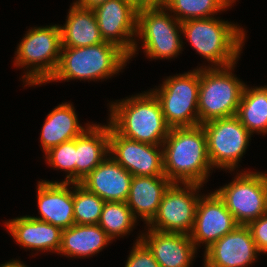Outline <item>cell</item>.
I'll use <instances>...</instances> for the list:
<instances>
[{
	"label": "cell",
	"mask_w": 267,
	"mask_h": 267,
	"mask_svg": "<svg viewBox=\"0 0 267 267\" xmlns=\"http://www.w3.org/2000/svg\"><path fill=\"white\" fill-rule=\"evenodd\" d=\"M204 185L172 183L163 195L157 215L145 227L162 232L190 235L195 222L199 194Z\"/></svg>",
	"instance_id": "11"
},
{
	"label": "cell",
	"mask_w": 267,
	"mask_h": 267,
	"mask_svg": "<svg viewBox=\"0 0 267 267\" xmlns=\"http://www.w3.org/2000/svg\"><path fill=\"white\" fill-rule=\"evenodd\" d=\"M236 0H167L163 6L179 21L214 17Z\"/></svg>",
	"instance_id": "26"
},
{
	"label": "cell",
	"mask_w": 267,
	"mask_h": 267,
	"mask_svg": "<svg viewBox=\"0 0 267 267\" xmlns=\"http://www.w3.org/2000/svg\"><path fill=\"white\" fill-rule=\"evenodd\" d=\"M0 267H29L27 265H25V263H23L22 261L18 260V259H12L8 262H5L3 264H0Z\"/></svg>",
	"instance_id": "34"
},
{
	"label": "cell",
	"mask_w": 267,
	"mask_h": 267,
	"mask_svg": "<svg viewBox=\"0 0 267 267\" xmlns=\"http://www.w3.org/2000/svg\"><path fill=\"white\" fill-rule=\"evenodd\" d=\"M137 237L128 255L125 267H160L150 250L140 240V235Z\"/></svg>",
	"instance_id": "30"
},
{
	"label": "cell",
	"mask_w": 267,
	"mask_h": 267,
	"mask_svg": "<svg viewBox=\"0 0 267 267\" xmlns=\"http://www.w3.org/2000/svg\"><path fill=\"white\" fill-rule=\"evenodd\" d=\"M239 224L215 191L201 195L195 214L194 227L190 233L195 248L205 245V250Z\"/></svg>",
	"instance_id": "14"
},
{
	"label": "cell",
	"mask_w": 267,
	"mask_h": 267,
	"mask_svg": "<svg viewBox=\"0 0 267 267\" xmlns=\"http://www.w3.org/2000/svg\"><path fill=\"white\" fill-rule=\"evenodd\" d=\"M106 1L108 0H75L74 3L81 8L93 10Z\"/></svg>",
	"instance_id": "32"
},
{
	"label": "cell",
	"mask_w": 267,
	"mask_h": 267,
	"mask_svg": "<svg viewBox=\"0 0 267 267\" xmlns=\"http://www.w3.org/2000/svg\"><path fill=\"white\" fill-rule=\"evenodd\" d=\"M125 1L131 3L138 10L154 5L150 0H125Z\"/></svg>",
	"instance_id": "33"
},
{
	"label": "cell",
	"mask_w": 267,
	"mask_h": 267,
	"mask_svg": "<svg viewBox=\"0 0 267 267\" xmlns=\"http://www.w3.org/2000/svg\"><path fill=\"white\" fill-rule=\"evenodd\" d=\"M6 230L17 244L39 252H59L62 229L50 223L32 218L30 215L5 221Z\"/></svg>",
	"instance_id": "19"
},
{
	"label": "cell",
	"mask_w": 267,
	"mask_h": 267,
	"mask_svg": "<svg viewBox=\"0 0 267 267\" xmlns=\"http://www.w3.org/2000/svg\"><path fill=\"white\" fill-rule=\"evenodd\" d=\"M44 157L45 162L51 166V168L62 170L67 175L62 181H43L75 183L76 138L51 148L45 153Z\"/></svg>",
	"instance_id": "29"
},
{
	"label": "cell",
	"mask_w": 267,
	"mask_h": 267,
	"mask_svg": "<svg viewBox=\"0 0 267 267\" xmlns=\"http://www.w3.org/2000/svg\"><path fill=\"white\" fill-rule=\"evenodd\" d=\"M37 207L40 216L36 220L67 229L75 224L73 211V183L46 182L37 184Z\"/></svg>",
	"instance_id": "16"
},
{
	"label": "cell",
	"mask_w": 267,
	"mask_h": 267,
	"mask_svg": "<svg viewBox=\"0 0 267 267\" xmlns=\"http://www.w3.org/2000/svg\"><path fill=\"white\" fill-rule=\"evenodd\" d=\"M140 240L150 250L160 267H190L197 249L190 235L147 229Z\"/></svg>",
	"instance_id": "17"
},
{
	"label": "cell",
	"mask_w": 267,
	"mask_h": 267,
	"mask_svg": "<svg viewBox=\"0 0 267 267\" xmlns=\"http://www.w3.org/2000/svg\"><path fill=\"white\" fill-rule=\"evenodd\" d=\"M105 201L89 192L80 183H73L74 222L79 225L98 224Z\"/></svg>",
	"instance_id": "28"
},
{
	"label": "cell",
	"mask_w": 267,
	"mask_h": 267,
	"mask_svg": "<svg viewBox=\"0 0 267 267\" xmlns=\"http://www.w3.org/2000/svg\"><path fill=\"white\" fill-rule=\"evenodd\" d=\"M109 103L107 122L119 135L152 145L163 144L171 128L150 90Z\"/></svg>",
	"instance_id": "2"
},
{
	"label": "cell",
	"mask_w": 267,
	"mask_h": 267,
	"mask_svg": "<svg viewBox=\"0 0 267 267\" xmlns=\"http://www.w3.org/2000/svg\"><path fill=\"white\" fill-rule=\"evenodd\" d=\"M132 177L133 175L108 155L80 184L105 202H126Z\"/></svg>",
	"instance_id": "18"
},
{
	"label": "cell",
	"mask_w": 267,
	"mask_h": 267,
	"mask_svg": "<svg viewBox=\"0 0 267 267\" xmlns=\"http://www.w3.org/2000/svg\"><path fill=\"white\" fill-rule=\"evenodd\" d=\"M244 29L237 23L216 16L181 22L182 36L209 63L208 66L200 67H227L237 64L246 40L247 32Z\"/></svg>",
	"instance_id": "3"
},
{
	"label": "cell",
	"mask_w": 267,
	"mask_h": 267,
	"mask_svg": "<svg viewBox=\"0 0 267 267\" xmlns=\"http://www.w3.org/2000/svg\"><path fill=\"white\" fill-rule=\"evenodd\" d=\"M203 267H209L205 262L203 263Z\"/></svg>",
	"instance_id": "36"
},
{
	"label": "cell",
	"mask_w": 267,
	"mask_h": 267,
	"mask_svg": "<svg viewBox=\"0 0 267 267\" xmlns=\"http://www.w3.org/2000/svg\"><path fill=\"white\" fill-rule=\"evenodd\" d=\"M93 11L104 41L117 45L129 56L136 40L138 9L125 0H108Z\"/></svg>",
	"instance_id": "13"
},
{
	"label": "cell",
	"mask_w": 267,
	"mask_h": 267,
	"mask_svg": "<svg viewBox=\"0 0 267 267\" xmlns=\"http://www.w3.org/2000/svg\"><path fill=\"white\" fill-rule=\"evenodd\" d=\"M207 138V153L213 169L233 172L245 155L252 134L235 116L201 124Z\"/></svg>",
	"instance_id": "10"
},
{
	"label": "cell",
	"mask_w": 267,
	"mask_h": 267,
	"mask_svg": "<svg viewBox=\"0 0 267 267\" xmlns=\"http://www.w3.org/2000/svg\"><path fill=\"white\" fill-rule=\"evenodd\" d=\"M78 115L75 108L70 102H62L51 110L40 132V143L43 153L45 154L51 148L60 145L63 142L72 140L80 136L91 123L85 126L79 124Z\"/></svg>",
	"instance_id": "22"
},
{
	"label": "cell",
	"mask_w": 267,
	"mask_h": 267,
	"mask_svg": "<svg viewBox=\"0 0 267 267\" xmlns=\"http://www.w3.org/2000/svg\"><path fill=\"white\" fill-rule=\"evenodd\" d=\"M235 67H200L199 125L237 114L246 83L233 73Z\"/></svg>",
	"instance_id": "7"
},
{
	"label": "cell",
	"mask_w": 267,
	"mask_h": 267,
	"mask_svg": "<svg viewBox=\"0 0 267 267\" xmlns=\"http://www.w3.org/2000/svg\"><path fill=\"white\" fill-rule=\"evenodd\" d=\"M136 219L126 202H105L98 225L113 240L127 236L135 229Z\"/></svg>",
	"instance_id": "27"
},
{
	"label": "cell",
	"mask_w": 267,
	"mask_h": 267,
	"mask_svg": "<svg viewBox=\"0 0 267 267\" xmlns=\"http://www.w3.org/2000/svg\"><path fill=\"white\" fill-rule=\"evenodd\" d=\"M113 240L98 224L79 225L62 231L58 254L70 258H89L98 254Z\"/></svg>",
	"instance_id": "23"
},
{
	"label": "cell",
	"mask_w": 267,
	"mask_h": 267,
	"mask_svg": "<svg viewBox=\"0 0 267 267\" xmlns=\"http://www.w3.org/2000/svg\"><path fill=\"white\" fill-rule=\"evenodd\" d=\"M64 25L60 26L62 47H85L105 42L95 13L71 3Z\"/></svg>",
	"instance_id": "24"
},
{
	"label": "cell",
	"mask_w": 267,
	"mask_h": 267,
	"mask_svg": "<svg viewBox=\"0 0 267 267\" xmlns=\"http://www.w3.org/2000/svg\"><path fill=\"white\" fill-rule=\"evenodd\" d=\"M171 184L166 176H133L126 203L134 217L142 219L147 226L157 215L163 195Z\"/></svg>",
	"instance_id": "20"
},
{
	"label": "cell",
	"mask_w": 267,
	"mask_h": 267,
	"mask_svg": "<svg viewBox=\"0 0 267 267\" xmlns=\"http://www.w3.org/2000/svg\"><path fill=\"white\" fill-rule=\"evenodd\" d=\"M154 5H163L167 0H150Z\"/></svg>",
	"instance_id": "35"
},
{
	"label": "cell",
	"mask_w": 267,
	"mask_h": 267,
	"mask_svg": "<svg viewBox=\"0 0 267 267\" xmlns=\"http://www.w3.org/2000/svg\"><path fill=\"white\" fill-rule=\"evenodd\" d=\"M31 28V29H30ZM15 51L14 66L24 70L26 87L41 86L54 74L62 49L60 25L30 27Z\"/></svg>",
	"instance_id": "5"
},
{
	"label": "cell",
	"mask_w": 267,
	"mask_h": 267,
	"mask_svg": "<svg viewBox=\"0 0 267 267\" xmlns=\"http://www.w3.org/2000/svg\"><path fill=\"white\" fill-rule=\"evenodd\" d=\"M260 252L246 225H238L204 251L209 267H248L256 262Z\"/></svg>",
	"instance_id": "15"
},
{
	"label": "cell",
	"mask_w": 267,
	"mask_h": 267,
	"mask_svg": "<svg viewBox=\"0 0 267 267\" xmlns=\"http://www.w3.org/2000/svg\"><path fill=\"white\" fill-rule=\"evenodd\" d=\"M246 226L251 232L257 250L265 254L267 252V213L249 222Z\"/></svg>",
	"instance_id": "31"
},
{
	"label": "cell",
	"mask_w": 267,
	"mask_h": 267,
	"mask_svg": "<svg viewBox=\"0 0 267 267\" xmlns=\"http://www.w3.org/2000/svg\"><path fill=\"white\" fill-rule=\"evenodd\" d=\"M200 67L165 78L150 91L158 99L170 128L199 125L198 96Z\"/></svg>",
	"instance_id": "8"
},
{
	"label": "cell",
	"mask_w": 267,
	"mask_h": 267,
	"mask_svg": "<svg viewBox=\"0 0 267 267\" xmlns=\"http://www.w3.org/2000/svg\"><path fill=\"white\" fill-rule=\"evenodd\" d=\"M163 169L172 183L205 184L213 171L202 125L171 128L163 144Z\"/></svg>",
	"instance_id": "1"
},
{
	"label": "cell",
	"mask_w": 267,
	"mask_h": 267,
	"mask_svg": "<svg viewBox=\"0 0 267 267\" xmlns=\"http://www.w3.org/2000/svg\"><path fill=\"white\" fill-rule=\"evenodd\" d=\"M109 155L133 176H165L162 145L125 138L110 124Z\"/></svg>",
	"instance_id": "12"
},
{
	"label": "cell",
	"mask_w": 267,
	"mask_h": 267,
	"mask_svg": "<svg viewBox=\"0 0 267 267\" xmlns=\"http://www.w3.org/2000/svg\"><path fill=\"white\" fill-rule=\"evenodd\" d=\"M245 85L236 116L253 135L267 134V85Z\"/></svg>",
	"instance_id": "25"
},
{
	"label": "cell",
	"mask_w": 267,
	"mask_h": 267,
	"mask_svg": "<svg viewBox=\"0 0 267 267\" xmlns=\"http://www.w3.org/2000/svg\"><path fill=\"white\" fill-rule=\"evenodd\" d=\"M91 123L76 138L75 183H80L109 155V123Z\"/></svg>",
	"instance_id": "21"
},
{
	"label": "cell",
	"mask_w": 267,
	"mask_h": 267,
	"mask_svg": "<svg viewBox=\"0 0 267 267\" xmlns=\"http://www.w3.org/2000/svg\"><path fill=\"white\" fill-rule=\"evenodd\" d=\"M129 64L128 55L111 42L85 47H62L58 66L44 84L68 81H98L113 78Z\"/></svg>",
	"instance_id": "4"
},
{
	"label": "cell",
	"mask_w": 267,
	"mask_h": 267,
	"mask_svg": "<svg viewBox=\"0 0 267 267\" xmlns=\"http://www.w3.org/2000/svg\"><path fill=\"white\" fill-rule=\"evenodd\" d=\"M170 14L163 5H153L137 11V40L128 56L129 60L138 54L140 39V47H143L145 57L150 59H174L182 53L184 42L181 22Z\"/></svg>",
	"instance_id": "6"
},
{
	"label": "cell",
	"mask_w": 267,
	"mask_h": 267,
	"mask_svg": "<svg viewBox=\"0 0 267 267\" xmlns=\"http://www.w3.org/2000/svg\"><path fill=\"white\" fill-rule=\"evenodd\" d=\"M214 191L239 225H247L267 213V172L242 170Z\"/></svg>",
	"instance_id": "9"
}]
</instances>
